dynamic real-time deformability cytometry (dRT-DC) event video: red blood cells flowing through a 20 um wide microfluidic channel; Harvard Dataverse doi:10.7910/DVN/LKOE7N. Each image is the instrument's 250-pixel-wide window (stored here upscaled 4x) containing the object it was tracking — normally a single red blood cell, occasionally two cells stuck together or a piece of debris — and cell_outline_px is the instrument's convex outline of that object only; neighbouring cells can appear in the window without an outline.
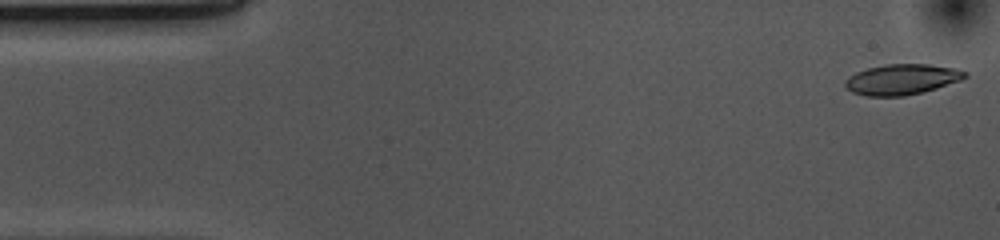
{"species": "common noctule bat (a hibernating species)", "species_latin": "Nyctalus noctula", "temperature_condition": "cold", "stored_images_in_passage": 53, "camera_frame_rate_fps": 3000, "um_per_image_px": 0.085, "animal": {"sex": "female", "body_mass_g": 10.0, "forearm_length_mm": 53.1}, "frame": {"image": 1, "passage_image": 1, "time_ms": 0.0, "image_size_px": [1000, 240], "cell_outline_px": [[968, 76], [960, 80], [936, 88], [904, 96], [864, 96], [852, 92], [844, 84], [844, 80], [848, 76], [856, 72], [868, 68], [884, 64], [928, 64], [952, 68], [968, 72]], "centroid_in_image_um": [76.62, 6.74], "position_along_channel_um": 8.4, "area_um2": 21.21}}
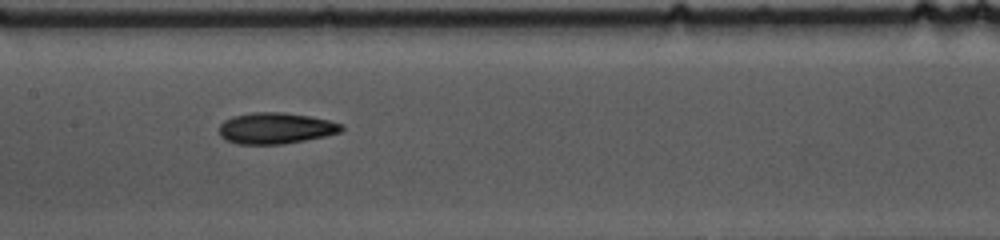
{"frame": {"image": 2, "passage_image": 24, "time_ms": 7.667, "image_size_px": [1000, 240], "cell_outline_px": [[344, 128], [340, 132], [324, 136], [284, 144], [236, 144], [220, 136], [220, 124], [224, 120], [232, 116], [252, 112], [284, 112], [308, 116], [328, 120], [344, 124]], "centroid_in_image_um": [23.42, 10.89], "position_along_channel_um": 184.0, "area_um2": 22.2}}
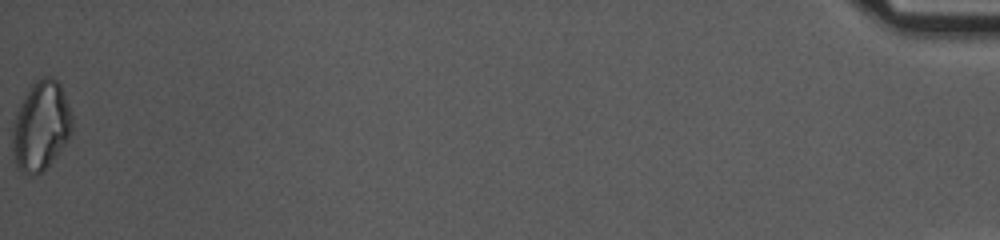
{"frame": {"image": 3, "passage_image": 53, "time_ms": 17.333, "image_size_px": [1000, 240], "cell_outline_px": [[72, 132], [68, 140], [52, 160], [40, 172], [24, 172], [16, 168], [12, 152], [12, 128], [16, 112], [24, 96], [32, 84], [36, 80], [44, 76], [52, 76], [60, 84], [72, 116]], "centroid_in_image_um": [3.46, 10.68], "position_along_channel_um": 431.7, "area_um2": 30.75}, "authors_computed_cell_mechanics": {"area_um2": 21.675, "velocity_mm_per_s": 3.6742, "shape_relaxation_time_tau1_ms": 4.9177, "shape_relaxation_time_tau2_ms": 11.066, "deformation_change_tau1": 0.1321, "deformation_change_tau2": 0.2026}}